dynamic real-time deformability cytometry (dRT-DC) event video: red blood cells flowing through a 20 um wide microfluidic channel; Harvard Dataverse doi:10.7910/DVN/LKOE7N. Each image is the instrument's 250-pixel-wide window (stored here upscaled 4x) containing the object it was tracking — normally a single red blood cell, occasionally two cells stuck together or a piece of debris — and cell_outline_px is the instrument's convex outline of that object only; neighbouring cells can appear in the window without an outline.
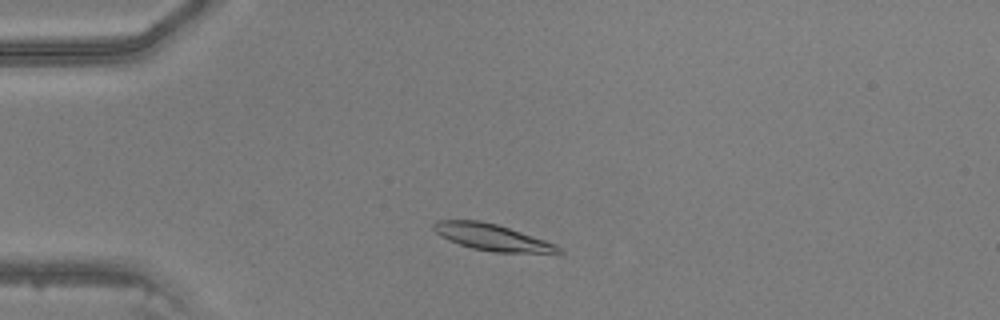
{"species": "common noctule bat (a hibernating species)", "species_latin": "Nyctalus noctula", "temperature_condition": "warm", "stored_images_in_passage": 41, "camera_frame_rate_fps": 3000, "um_per_image_px": 0.085, "animal": {"sex": "male", "body_mass_g": 20.5, "forearm_length_mm": 52.5}, "frame": {"image": 1, "passage_image": 6, "time_ms": 1.667, "image_size_px": [1000, 320], "cell_outline_px": [[564, 252], [496, 252], [472, 248], [460, 244], [440, 236], [432, 228], [432, 224], [440, 220], [480, 220], [496, 224], [556, 244]], "centroid_in_image_um": [41.76, 20.15], "position_along_channel_um": 43.2, "area_um2": 18.73}}
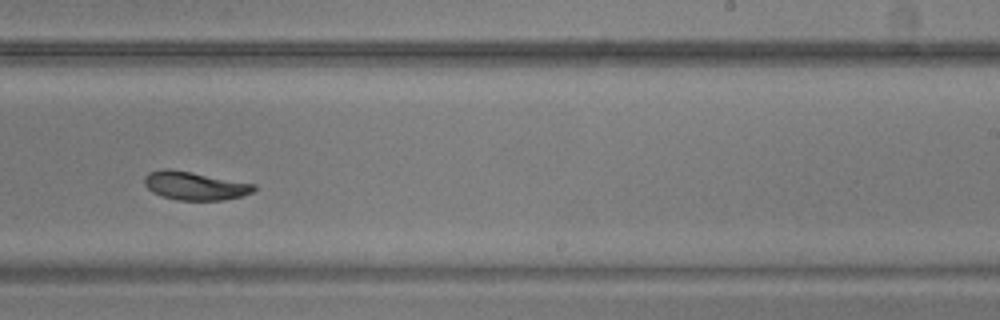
{"frame": {"image": 2, "passage_image": 24, "time_ms": 7.667, "image_size_px": [1000, 320], "cell_outline_px": [[256, 188], [252, 192], [240, 196], [224, 200], [176, 200], [160, 196], [152, 192], [144, 184], [144, 176], [148, 172], [164, 168], [168, 168], [192, 172], [256, 184]], "centroid_in_image_um": [16.52, 15.78], "position_along_channel_um": 272.5, "area_um2": 18.21}}
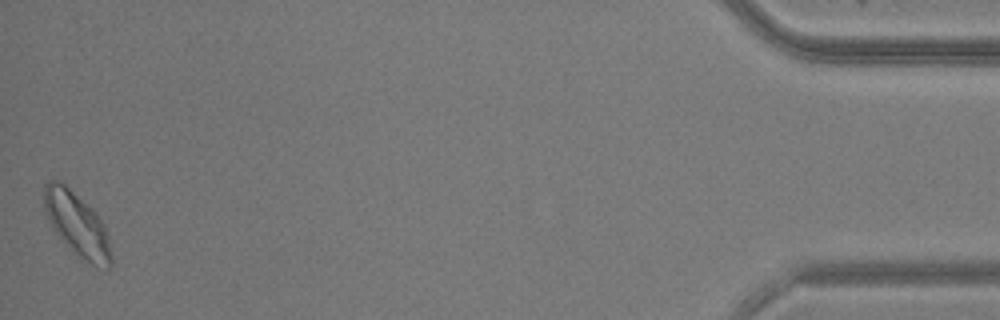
{"frame": {"image": 3, "passage_image": 41, "time_ms": 13.333, "image_size_px": [1000, 320], "cell_outline_px": [[112, 264], [104, 272], [80, 256], [52, 228], [44, 208], [44, 184], [48, 180], [60, 180], [92, 208], [96, 212], [104, 224], [108, 236], [112, 256]], "centroid_in_image_um": [6.58, 19.06], "position_along_channel_um": 428.6, "area_um2": 24.68}}